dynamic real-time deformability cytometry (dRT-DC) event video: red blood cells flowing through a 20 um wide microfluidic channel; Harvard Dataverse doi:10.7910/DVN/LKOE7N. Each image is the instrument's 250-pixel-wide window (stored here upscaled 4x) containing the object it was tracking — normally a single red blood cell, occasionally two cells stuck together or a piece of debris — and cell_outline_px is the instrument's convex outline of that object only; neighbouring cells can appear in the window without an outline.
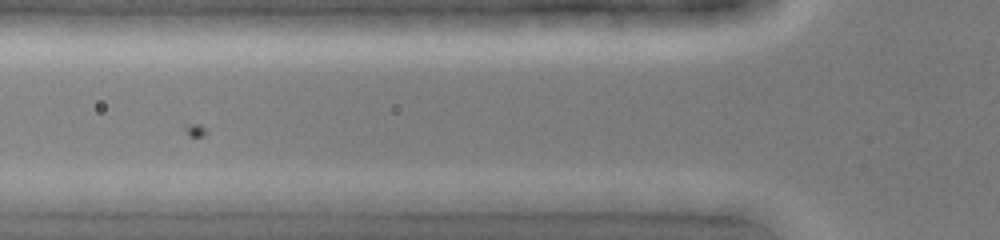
{"species": "common noctule bat (a hibernating species)", "species_latin": "Nyctalus noctula", "temperature_condition": "cold", "stored_images_in_passage": 9, "camera_frame_rate_fps": 3000, "um_per_image_px": 0.085, "animal": {"sex": "female", "body_mass_g": 19.0, "forearm_length_mm": 51.5}, "frame": {"image": 1, "passage_image": 9, "time_ms": 2.667, "image_size_px": [1000, 240], "cell_outline_px": [[544, 200], [516, 204], [436, 204], [392, 200], [400, 192], [540, 192], [544, 196]], "centroid_in_image_um": [39.96, 16.8], "position_along_channel_um": 85.8, "area_um2": 11.85}}